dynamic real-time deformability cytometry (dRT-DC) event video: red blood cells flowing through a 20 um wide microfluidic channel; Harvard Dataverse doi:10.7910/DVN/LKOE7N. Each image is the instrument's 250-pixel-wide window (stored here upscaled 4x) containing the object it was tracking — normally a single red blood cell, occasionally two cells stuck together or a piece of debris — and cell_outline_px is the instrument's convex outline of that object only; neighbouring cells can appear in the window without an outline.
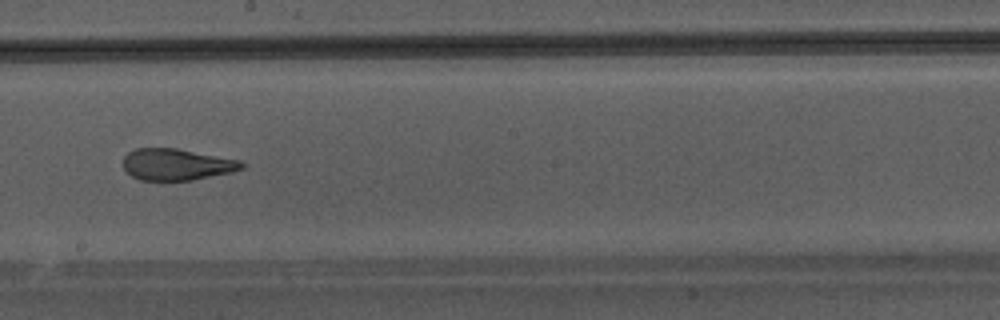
{"species": "Egyptian fruit bat (a non-hibernating species)", "species_latin": "Rousettus aegyptiacus", "temperature_condition": "warm", "stored_images_in_passage": 46, "camera_frame_rate_fps": 3000, "um_per_image_px": 0.085, "animal": {"sex": "male"}, "frame": {"image": 1, "passage_image": 27, "time_ms": 8.667, "image_size_px": [1000, 320], "cell_outline_px": [[248, 164], [244, 168], [232, 172], [192, 180], [140, 180], [132, 176], [124, 168], [124, 156], [128, 152], [136, 148], [176, 148], [240, 160]], "centroid_in_image_um": [15.05, 13.97], "position_along_channel_um": 233.2, "area_um2": 21.79}}